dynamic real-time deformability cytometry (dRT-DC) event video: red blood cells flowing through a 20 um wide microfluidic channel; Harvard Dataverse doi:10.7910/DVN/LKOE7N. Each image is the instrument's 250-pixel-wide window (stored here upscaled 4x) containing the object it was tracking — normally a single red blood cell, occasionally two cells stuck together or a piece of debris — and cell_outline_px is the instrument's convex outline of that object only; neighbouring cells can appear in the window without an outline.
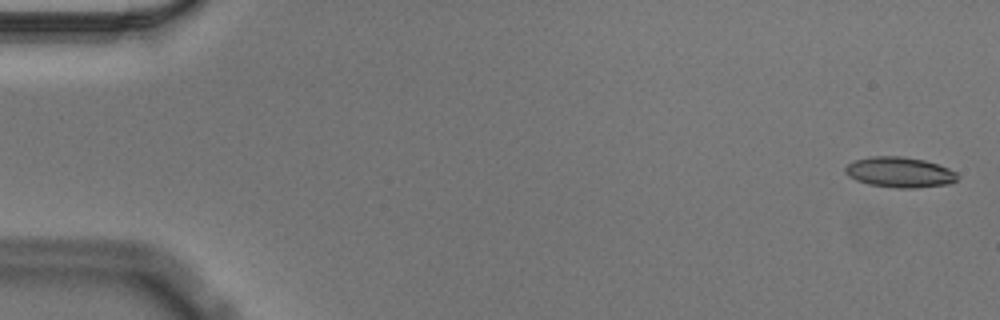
{"species": "Egyptian fruit bat (a non-hibernating species)", "species_latin": "Rousettus aegyptiacus", "temperature_condition": "cold", "stored_images_in_passage": 57, "camera_frame_rate_fps": 3000, "um_per_image_px": 0.085, "animal": {"sex": "male"}, "frame": {"image": 1, "passage_image": 2, "time_ms": 0.333, "image_size_px": [1000, 320], "cell_outline_px": [[960, 176], [956, 180], [948, 184], [916, 188], [896, 188], [868, 184], [856, 180], [848, 176], [844, 172], [844, 168], [852, 160], [872, 156], [900, 156], [924, 160], [948, 168], [956, 172]], "centroid_in_image_um": [76.44, 14.64], "position_along_channel_um": 8.6, "area_um2": 20.0}}
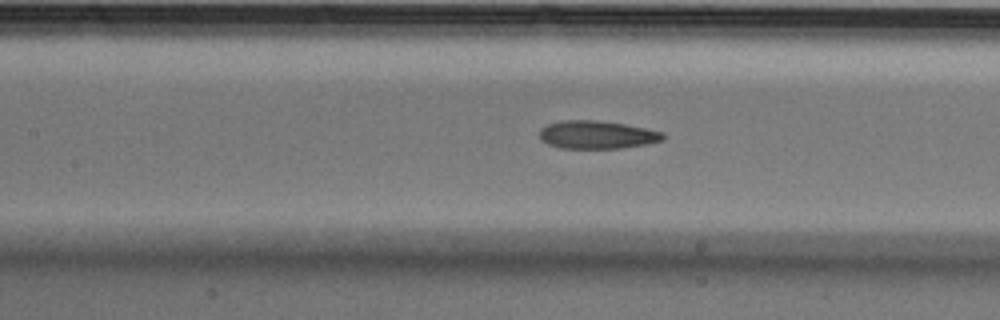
{"frame": {"image": 2, "passage_image": 26, "time_ms": 8.333, "image_size_px": [1000, 320], "cell_outline_px": [[664, 140], [648, 144], [620, 148], [560, 148], [548, 144], [540, 140], [540, 128], [548, 124], [564, 120], [596, 120], [624, 124], [664, 132]], "centroid_in_image_um": [50.74, 11.46], "position_along_channel_um": 156.7, "area_um2": 20.17}}
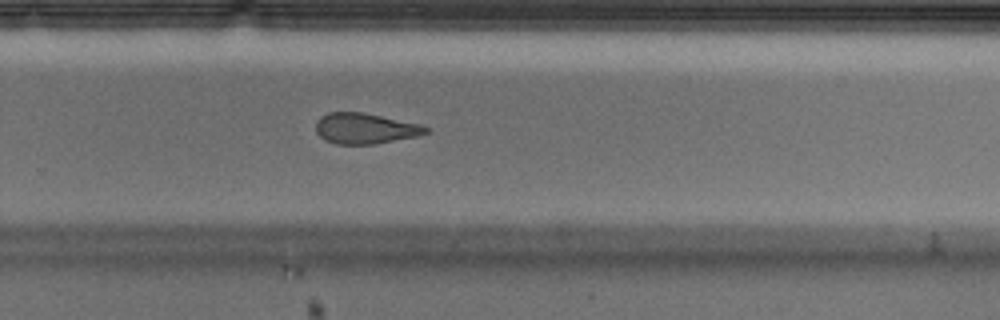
{"frame": {"image": 3, "passage_image": 38, "time_ms": 12.333, "image_size_px": [1000, 320], "cell_outline_px": [[428, 132], [416, 136], [376, 144], [336, 144], [324, 140], [316, 132], [316, 120], [320, 116], [328, 112], [364, 112], [420, 124], [428, 128]], "centroid_in_image_um": [30.99, 10.91], "position_along_channel_um": 298.8, "area_um2": 19.71}, "authors_computed_cell_mechanics": {"area_um2": 20.6346, "velocity_mm_per_s": 3.5628, "shape_relaxation_time_tau1_ms": 9.4413, "shape_relaxation_time_tau2_ms": 2.935, "deformation_change_tau1": 0.2181, "deformation_change_tau2": 0.1144}}